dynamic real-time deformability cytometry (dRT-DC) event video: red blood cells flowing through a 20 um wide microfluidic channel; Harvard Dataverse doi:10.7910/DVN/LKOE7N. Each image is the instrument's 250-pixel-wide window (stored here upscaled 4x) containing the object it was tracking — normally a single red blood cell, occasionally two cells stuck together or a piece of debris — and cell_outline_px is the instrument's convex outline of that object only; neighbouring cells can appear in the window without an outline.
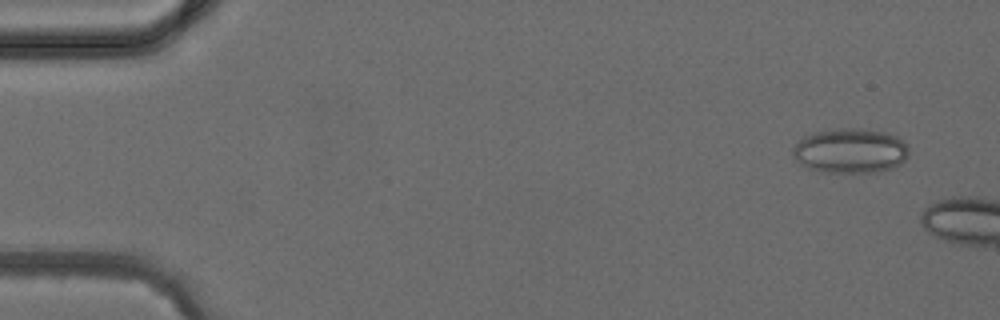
{"species": "common noctule bat (a hibernating species)", "species_latin": "Nyctalus noctula", "temperature_condition": "cold", "stored_images_in_passage": 2, "camera_frame_rate_fps": 3000, "um_per_image_px": 0.085, "animal": {"sex": "female", "body_mass_g": 24.6, "forearm_length_mm": 56.2}, "frame": {"image": 1, "passage_image": 1, "time_ms": 0.0, "image_size_px": [1000, 320], "cell_outline_px": [[908, 156], [900, 164], [892, 168], [876, 172], [824, 172], [808, 168], [800, 164], [796, 160], [792, 152], [792, 148], [804, 136], [816, 132], [840, 128], [856, 128], [884, 132], [896, 136], [908, 148]], "centroid_in_image_um": [72.26, 12.82], "position_along_channel_um": 12.7, "area_um2": 30.06}}